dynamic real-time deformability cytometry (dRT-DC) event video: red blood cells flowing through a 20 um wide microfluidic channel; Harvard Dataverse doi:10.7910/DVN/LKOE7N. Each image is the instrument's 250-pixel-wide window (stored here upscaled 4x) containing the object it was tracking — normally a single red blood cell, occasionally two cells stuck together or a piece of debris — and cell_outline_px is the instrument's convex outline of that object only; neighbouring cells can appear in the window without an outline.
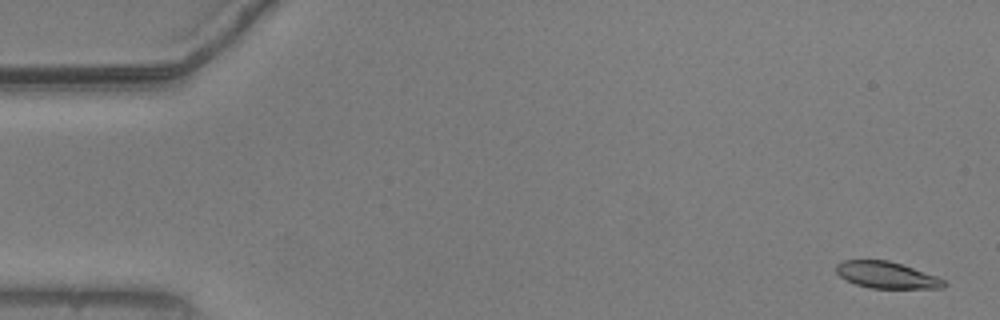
{"species": "common noctule bat (a hibernating species)", "species_latin": "Nyctalus noctula", "temperature_condition": "warm", "stored_images_in_passage": 54, "camera_frame_rate_fps": 3000, "um_per_image_px": 0.085, "animal": {"sex": "male", "body_mass_g": 20.5, "forearm_length_mm": 52.5}, "frame": {"image": 1, "passage_image": 2, "time_ms": 0.333, "image_size_px": [1000, 320], "cell_outline_px": [[948, 284], [944, 288], [872, 288], [856, 284], [840, 276], [836, 272], [836, 264], [844, 260], [888, 260], [936, 276], [944, 280]], "centroid_in_image_um": [75.36, 23.38], "position_along_channel_um": 9.6, "area_um2": 16.47}}
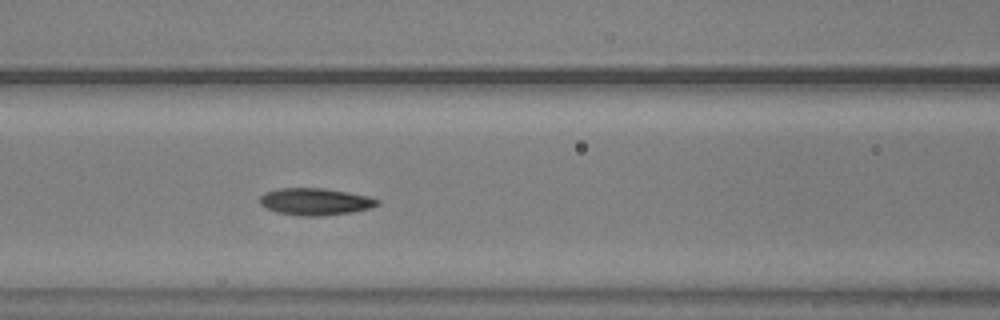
{"frame": {"image": 2, "passage_image": 23, "time_ms": 7.333, "image_size_px": [1000, 320], "cell_outline_px": [[380, 204], [368, 208], [348, 212], [320, 216], [300, 216], [276, 212], [260, 204], [260, 196], [264, 192], [276, 188], [324, 188], [348, 192], [368, 196], [380, 200]], "centroid_in_image_um": [26.76, 17.12], "position_along_channel_um": 139.8, "area_um2": 18.44}}
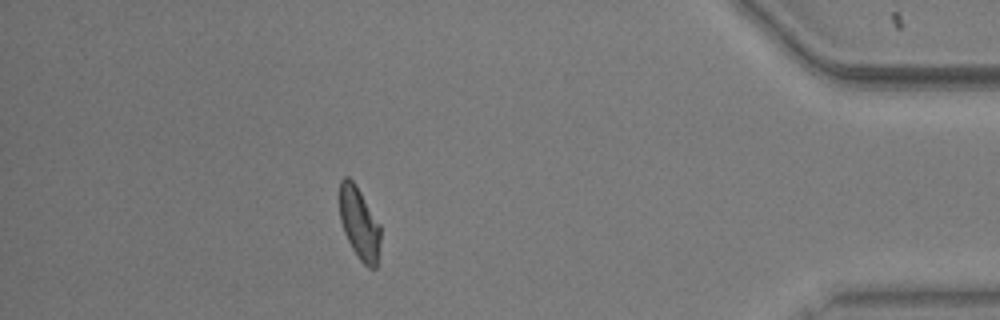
{"frame": {"image": 3, "passage_image": 48, "time_ms": 15.667, "image_size_px": [1000, 320], "cell_outline_px": [[380, 240], [376, 268], [368, 268], [360, 260], [352, 248], [344, 232], [340, 220], [340, 180], [344, 176], [348, 176], [356, 184], [380, 224]], "centroid_in_image_um": [30.54, 18.96], "position_along_channel_um": 404.7, "area_um2": 17.17}, "authors_computed_cell_mechanics": {"area_um2": 17.8891, "velocity_mm_per_s": 3.7422, "shape_relaxation_time_tau1_ms": 3.1708, "shape_relaxation_time_tau2_ms": 3.0229, "deformation_change_tau1": 0.1403, "deformation_change_tau2": 0.0574}}